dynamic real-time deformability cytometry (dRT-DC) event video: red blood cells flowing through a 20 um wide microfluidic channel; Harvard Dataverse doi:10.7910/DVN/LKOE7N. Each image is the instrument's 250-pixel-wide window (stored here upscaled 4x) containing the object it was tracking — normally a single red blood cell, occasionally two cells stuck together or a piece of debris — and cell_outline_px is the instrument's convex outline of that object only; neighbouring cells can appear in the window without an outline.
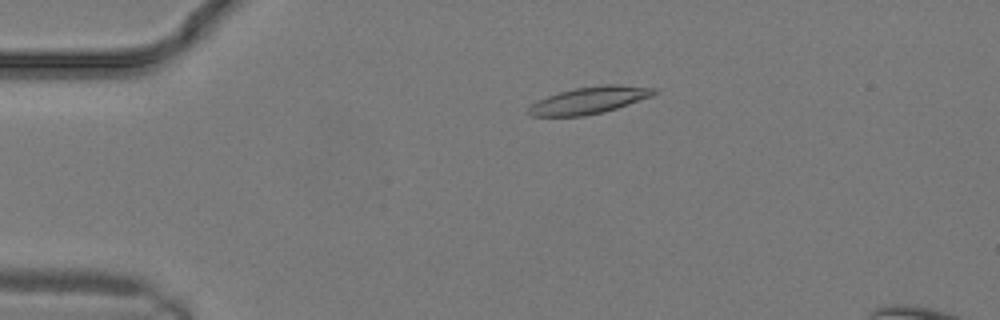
{"species": "common noctule bat (a hibernating species)", "species_latin": "Nyctalus noctula", "temperature_condition": "warm", "stored_images_in_passage": 10, "camera_frame_rate_fps": 3000, "um_per_image_px": 0.085, "animal": {"sex": "male", "body_mass_g": 19.2, "forearm_length_mm": 51.8}, "frame": {"image": 1, "passage_image": 6, "time_ms": 1.667, "image_size_px": [1000, 320], "cell_outline_px": [[660, 92], [652, 96], [604, 112], [584, 116], [532, 116], [528, 112], [528, 108], [532, 104], [548, 96], [560, 92], [576, 88], [600, 84], [620, 84], [660, 88]], "centroid_in_image_um": [50.18, 8.5], "position_along_channel_um": 34.8, "area_um2": 19.77}}
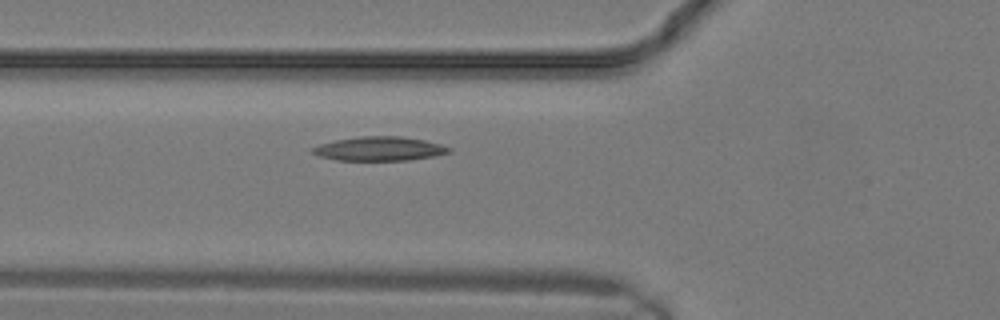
{"frame": {"image": 2, "passage_image": 10, "time_ms": 3.0, "image_size_px": [1000, 320], "cell_outline_px": [[452, 152], [432, 156], [408, 160], [336, 160], [320, 156], [312, 152], [308, 148], [320, 144], [336, 140], [360, 136], [400, 136], [424, 140], [440, 144], [452, 148]], "centroid_in_image_um": [32.23, 12.64], "position_along_channel_um": 93.6, "area_um2": 19.07}}